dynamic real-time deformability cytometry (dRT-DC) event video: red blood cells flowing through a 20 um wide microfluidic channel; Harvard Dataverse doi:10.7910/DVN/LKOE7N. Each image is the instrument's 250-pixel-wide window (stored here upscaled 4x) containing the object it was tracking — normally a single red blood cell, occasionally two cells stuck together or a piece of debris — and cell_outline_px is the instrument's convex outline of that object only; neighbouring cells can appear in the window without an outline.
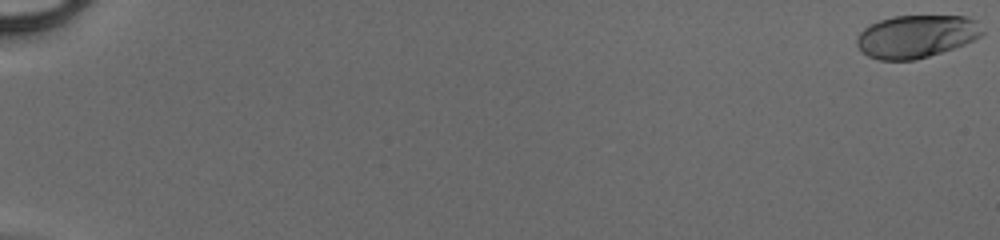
{"species": "human", "species_latin": "Homo sapiens", "temperature_condition": "cold", "stored_images_in_passage": 51, "camera_frame_rate_fps": 3000, "um_per_image_px": 0.085, "donor": {"sex": "male"}, "frame": {"image": 1, "passage_image": 1, "time_ms": 0.0, "image_size_px": [1000, 240], "cell_outline_px": [[984, 32], [980, 36], [964, 44], [916, 60], [880, 60], [868, 56], [856, 44], [856, 36], [868, 24], [892, 16], [968, 16], [976, 20]], "centroid_in_image_um": [77.86, 3.08], "position_along_channel_um": 7.1, "area_um2": 31.21}}
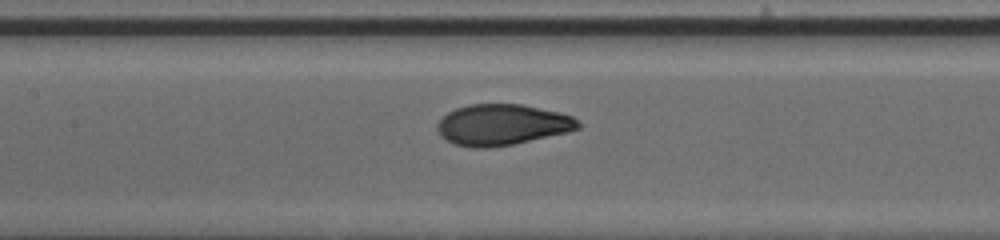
{"frame": {"image": 2, "passage_image": 27, "time_ms": 8.667, "image_size_px": [1000, 240], "cell_outline_px": [[580, 128], [568, 132], [512, 144], [488, 148], [472, 148], [452, 144], [440, 136], [436, 128], [436, 124], [448, 112], [456, 108], [468, 104], [520, 104], [560, 112], [572, 116], [580, 124]], "centroid_in_image_um": [42.64, 10.61], "position_along_channel_um": 164.8, "area_um2": 33.7}}
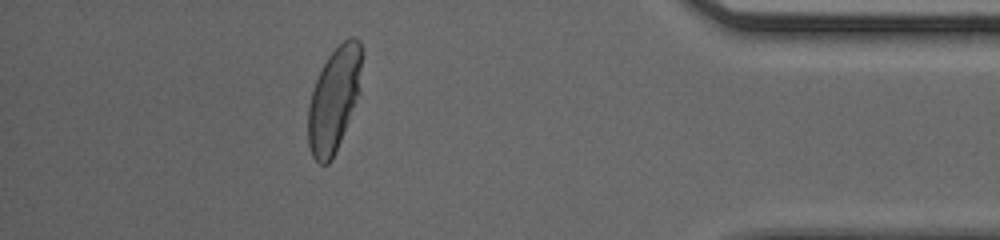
{"frame": {"image": 3, "passage_image": 46, "time_ms": 15.0, "image_size_px": [1000, 240], "cell_outline_px": [[364, 52], [360, 92], [336, 152], [332, 160], [328, 164], [320, 164], [312, 156], [308, 144], [308, 104], [316, 80], [328, 56], [344, 40], [352, 36], [356, 36], [360, 40]], "centroid_in_image_um": [28.43, 8.41], "position_along_channel_um": 406.8, "area_um2": 33.06}}